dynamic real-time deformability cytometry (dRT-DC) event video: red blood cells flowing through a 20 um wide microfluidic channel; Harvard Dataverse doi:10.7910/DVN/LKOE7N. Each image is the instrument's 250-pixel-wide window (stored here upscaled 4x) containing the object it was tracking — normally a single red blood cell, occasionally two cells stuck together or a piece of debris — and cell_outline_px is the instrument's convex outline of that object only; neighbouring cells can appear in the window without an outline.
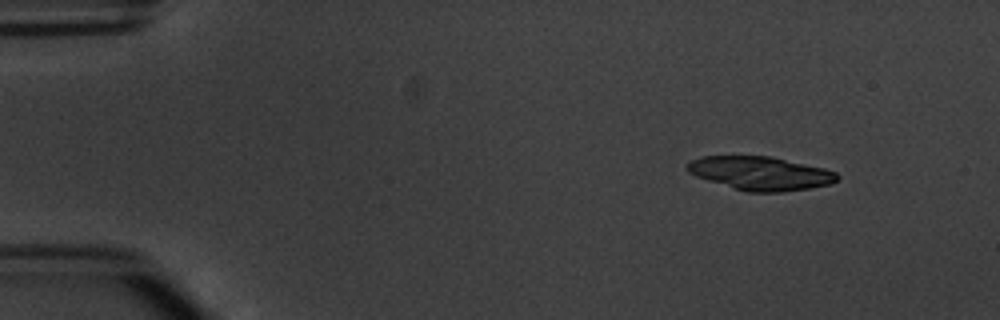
{"species": "common noctule bat (a hibernating species)", "species_latin": "Nyctalus noctula", "temperature_condition": "warm", "stored_images_in_passage": 5, "camera_frame_rate_fps": 3000, "um_per_image_px": 0.085, "animal": {"sex": "male", "body_mass_g": 20.1, "forearm_length_mm": 53.5}, "frame": {"image": 1, "passage_image": 1, "time_ms": 0.0, "image_size_px": [1000, 320], "cell_outline_px": [[840, 176], [836, 180], [828, 184], [808, 188], [784, 192], [748, 192], [708, 180], [696, 176], [688, 172], [688, 164], [692, 160], [700, 156], [772, 156], [824, 168], [836, 172]], "centroid_in_image_um": [64.65, 14.72], "position_along_channel_um": 20.4, "area_um2": 29.07}}